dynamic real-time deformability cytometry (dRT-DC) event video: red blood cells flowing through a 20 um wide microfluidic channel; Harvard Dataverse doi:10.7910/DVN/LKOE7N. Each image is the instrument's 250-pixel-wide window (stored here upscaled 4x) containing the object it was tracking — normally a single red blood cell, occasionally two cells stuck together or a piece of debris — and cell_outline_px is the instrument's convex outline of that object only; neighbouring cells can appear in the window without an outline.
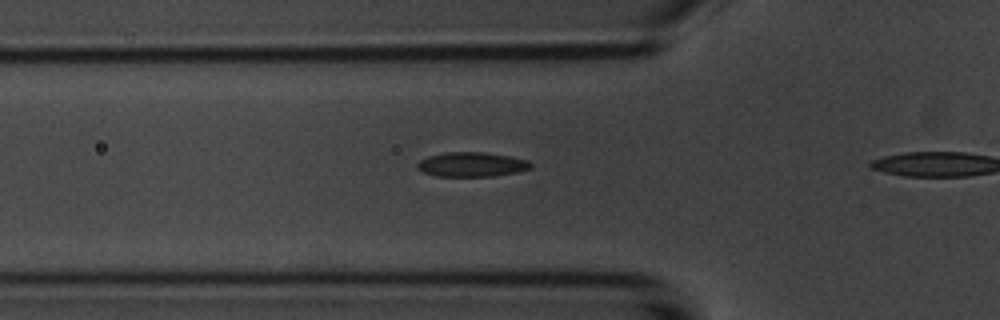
{"species": "common noctule bat (a hibernating species)", "species_latin": "Nyctalus noctula", "temperature_condition": "room temperature", "stored_images_in_passage": 10, "camera_frame_rate_fps": 3000, "um_per_image_px": 0.085, "animal": {"sex": "male", "body_mass_g": 20.1, "forearm_length_mm": 53.5}, "frame": {"image": 1, "passage_image": 9, "time_ms": 2.667, "image_size_px": [1000, 320], "cell_outline_px": [[532, 168], [516, 172], [492, 176], [436, 176], [424, 172], [416, 168], [416, 164], [420, 160], [428, 156], [444, 152], [488, 152], [528, 160], [532, 164]], "centroid_in_image_um": [40.08, 13.97], "position_along_channel_um": 85.7, "area_um2": 16.24}}